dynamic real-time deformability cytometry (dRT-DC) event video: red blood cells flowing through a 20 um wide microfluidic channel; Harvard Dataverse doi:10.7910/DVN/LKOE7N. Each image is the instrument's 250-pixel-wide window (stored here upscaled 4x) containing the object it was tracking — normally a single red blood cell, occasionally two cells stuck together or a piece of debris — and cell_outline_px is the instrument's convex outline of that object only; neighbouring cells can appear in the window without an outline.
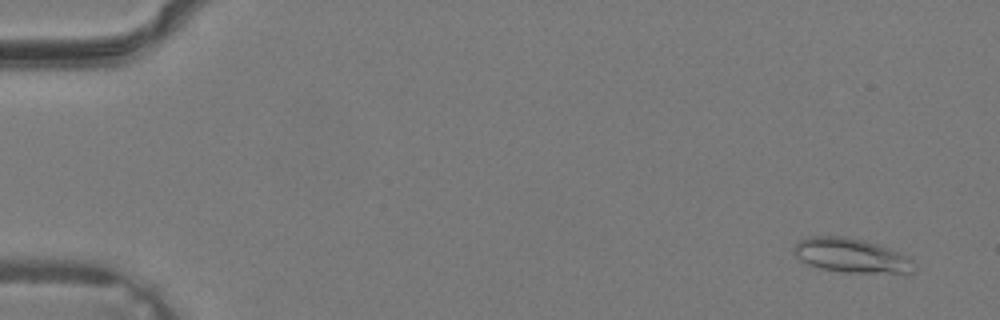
{"species": "common noctule bat (a hibernating species)", "species_latin": "Nyctalus noctula", "temperature_condition": "warm", "stored_images_in_passage": 39, "camera_frame_rate_fps": 3000, "um_per_image_px": 0.085, "animal": {"sex": "male", "body_mass_g": 19.2, "forearm_length_mm": 51.8}, "frame": {"image": 1, "passage_image": 3, "time_ms": 0.667, "image_size_px": [1000, 320], "cell_outline_px": [[916, 272], [844, 272], [820, 268], [808, 264], [800, 260], [792, 252], [796, 244], [800, 240], [808, 236], [844, 236], [864, 240], [888, 248], [908, 256], [912, 260]], "centroid_in_image_um": [72.32, 21.7], "position_along_channel_um": 12.7, "area_um2": 23.76}}
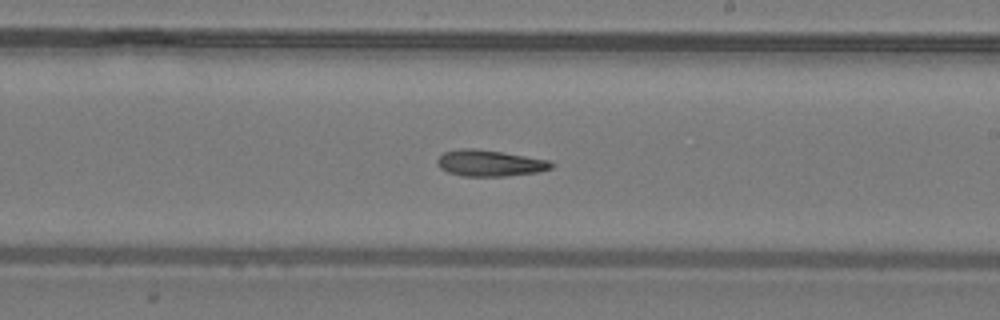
{"frame": {"image": 2, "passage_image": 24, "time_ms": 7.667, "image_size_px": [1000, 320], "cell_outline_px": [[556, 164], [552, 168], [536, 172], [504, 176], [464, 176], [448, 172], [440, 168], [436, 164], [436, 160], [444, 152], [460, 148], [476, 148], [504, 152], [552, 160]], "centroid_in_image_um": [41.65, 13.85], "position_along_channel_um": 247.3, "area_um2": 17.69}}
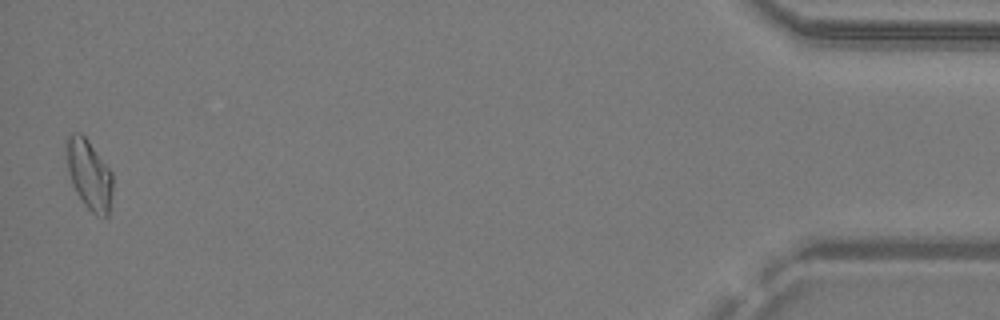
{"frame": {"image": 3, "passage_image": 39, "time_ms": 12.667, "image_size_px": [1000, 320], "cell_outline_px": [[112, 188], [108, 216], [96, 216], [84, 204], [76, 192], [72, 184], [68, 172], [64, 148], [64, 140], [72, 132], [80, 132], [88, 140], [112, 172]], "centroid_in_image_um": [7.53, 14.79], "position_along_channel_um": 427.7, "area_um2": 19.02}}